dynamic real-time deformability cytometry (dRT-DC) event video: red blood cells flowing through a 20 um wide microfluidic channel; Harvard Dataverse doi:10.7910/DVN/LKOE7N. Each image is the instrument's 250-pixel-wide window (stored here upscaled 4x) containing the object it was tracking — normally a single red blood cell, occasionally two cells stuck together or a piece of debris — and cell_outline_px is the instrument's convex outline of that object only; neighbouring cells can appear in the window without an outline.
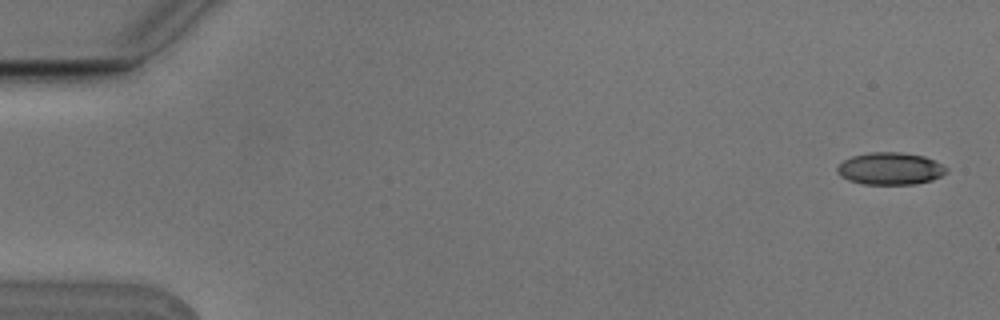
{"species": "Egyptian fruit bat (a non-hibernating species)", "species_latin": "Rousettus aegyptiacus", "temperature_condition": "cold", "stored_images_in_passage": 6, "camera_frame_rate_fps": 3000, "um_per_image_px": 0.085, "animal": {"sex": "male"}, "frame": {"image": 1, "passage_image": 1, "time_ms": 0.0, "image_size_px": [1000, 320], "cell_outline_px": [[948, 172], [932, 180], [916, 184], [864, 184], [848, 180], [840, 176], [836, 172], [836, 168], [844, 160], [852, 156], [868, 152], [900, 152], [924, 156], [948, 168]], "centroid_in_image_um": [75.65, 14.33], "position_along_channel_um": 9.4, "area_um2": 20.52}}
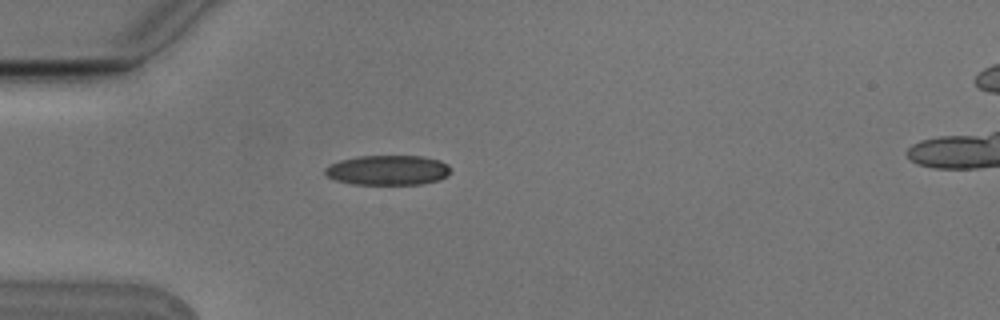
{"frame": {"image": 2, "passage_image": 5, "time_ms": 1.333, "image_size_px": [1000, 320], "cell_outline_px": [[448, 176], [440, 180], [420, 184], [352, 184], [336, 180], [328, 176], [324, 172], [324, 168], [328, 164], [340, 160], [356, 156], [424, 156], [440, 160], [448, 164]], "centroid_in_image_um": [32.95, 14.45], "position_along_channel_um": 52.1, "area_um2": 21.96}}